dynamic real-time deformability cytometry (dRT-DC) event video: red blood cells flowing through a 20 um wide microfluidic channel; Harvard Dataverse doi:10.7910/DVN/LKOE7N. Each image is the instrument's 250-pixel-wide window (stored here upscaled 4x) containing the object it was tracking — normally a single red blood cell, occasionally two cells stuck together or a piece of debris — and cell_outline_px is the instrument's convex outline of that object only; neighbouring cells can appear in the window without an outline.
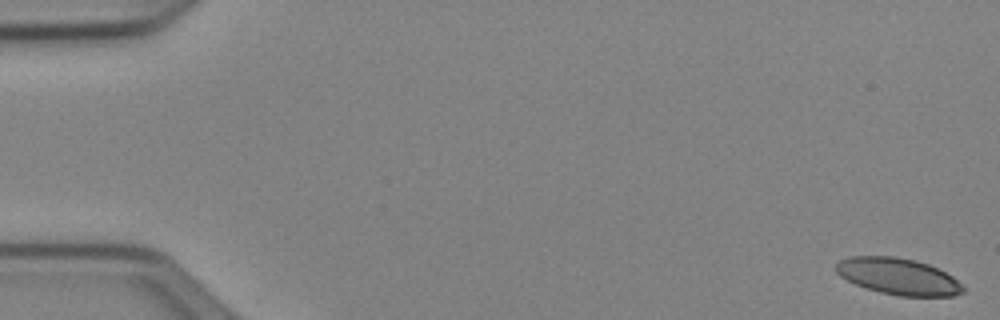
{"species": "Egyptian fruit bat (a non-hibernating species)", "species_latin": "Rousettus aegyptiacus", "temperature_condition": "cold", "stored_images_in_passage": 52, "camera_frame_rate_fps": 3000, "um_per_image_px": 0.085, "animal": {"sex": "female"}, "frame": {"image": 1, "passage_image": 1, "time_ms": 0.0, "image_size_px": [1000, 320], "cell_outline_px": [[964, 292], [952, 296], [900, 296], [880, 292], [856, 284], [840, 276], [836, 272], [836, 264], [840, 260], [852, 256], [896, 256], [916, 260], [928, 264], [952, 276], [964, 288]], "centroid_in_image_um": [76.34, 23.49], "position_along_channel_um": 8.7, "area_um2": 26.82}}
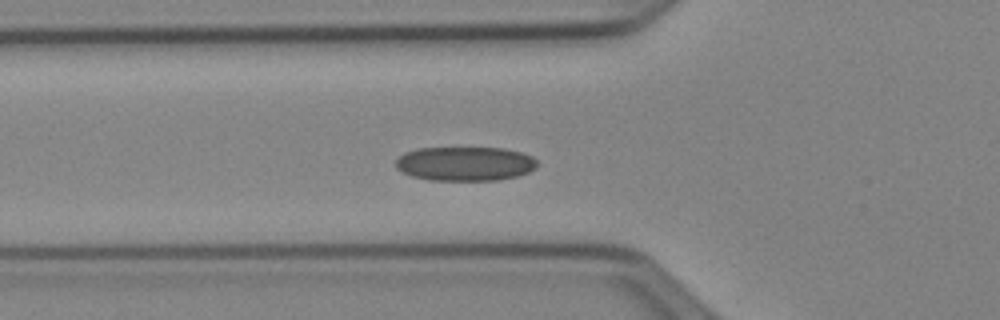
{"frame": {"image": 2, "passage_image": 19, "time_ms": 6.0, "image_size_px": [1000, 320], "cell_outline_px": [[536, 168], [528, 172], [516, 176], [496, 180], [428, 180], [412, 176], [396, 168], [396, 160], [404, 152], [416, 148], [504, 148], [520, 152], [532, 156], [536, 160]], "centroid_in_image_um": [39.51, 13.91], "position_along_channel_um": 86.3, "area_um2": 28.15}}
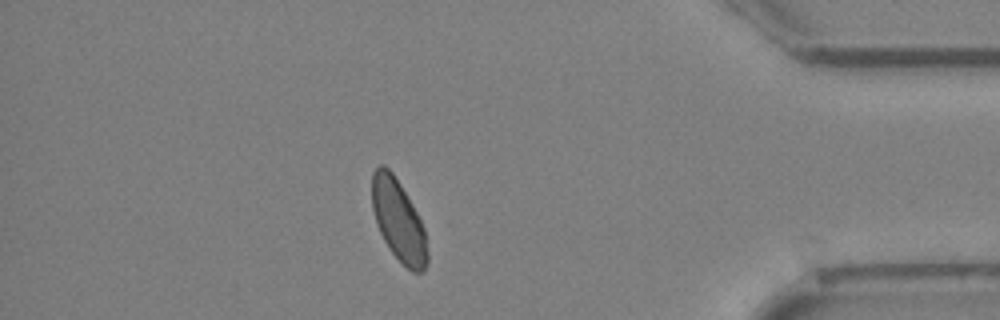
{"frame": {"image": 3, "passage_image": 46, "time_ms": 15.0, "image_size_px": [1000, 320], "cell_outline_px": [[428, 260], [424, 272], [412, 272], [392, 252], [384, 240], [376, 224], [372, 208], [372, 172], [380, 164], [384, 164], [392, 172], [400, 184], [412, 204], [424, 228], [428, 252]], "centroid_in_image_um": [33.86, 18.73], "position_along_channel_um": 401.3, "area_um2": 26.07}, "authors_computed_cell_mechanics": {"area_um2": 27.4261, "velocity_mm_per_s": 3.8932, "shape_relaxation_time_tau1_ms": 5.8882, "shape_relaxation_time_tau2_ms": null, "deformation_change_tau1": 0.0974, "deformation_change_tau2": null}}